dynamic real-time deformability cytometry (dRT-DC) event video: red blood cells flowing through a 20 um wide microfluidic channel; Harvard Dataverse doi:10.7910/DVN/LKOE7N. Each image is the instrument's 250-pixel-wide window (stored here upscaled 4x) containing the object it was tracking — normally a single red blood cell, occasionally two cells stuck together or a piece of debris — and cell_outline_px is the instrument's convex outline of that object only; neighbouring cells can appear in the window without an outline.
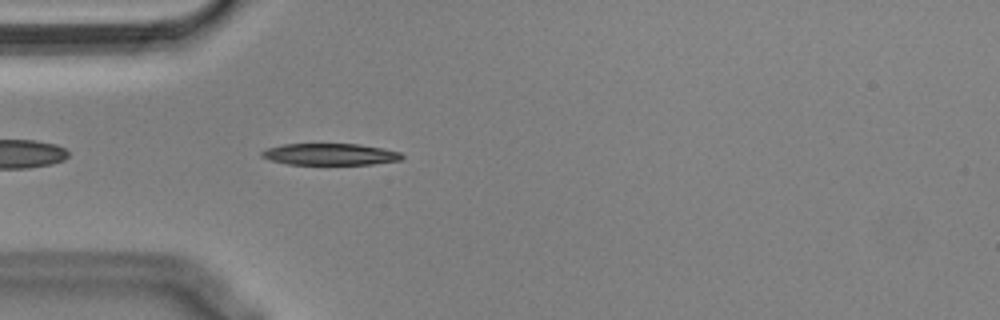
{"species": "Egyptian fruit bat (a non-hibernating species)", "species_latin": "Rousettus aegyptiacus", "temperature_condition": "cold", "stored_images_in_passage": 43, "camera_frame_rate_fps": 3000, "um_per_image_px": 0.085, "animal": {"sex": "male"}, "frame": {"image": 1, "passage_image": 3, "time_ms": 0.667, "image_size_px": [1000, 320], "cell_outline_px": [[404, 156], [400, 160], [372, 164], [288, 164], [272, 160], [260, 156], [260, 152], [268, 148], [284, 144], [360, 144], [384, 148], [400, 152]], "centroid_in_image_um": [28.08, 13.11], "position_along_channel_um": 56.9, "area_um2": 17.57}}
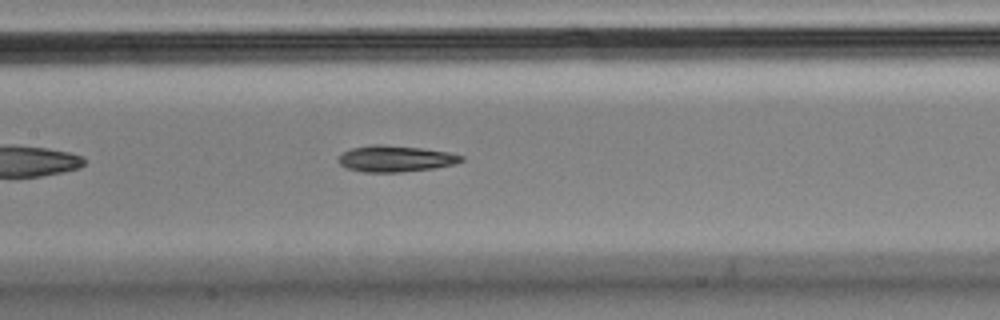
{"frame": {"image": 2, "passage_image": 13, "time_ms": 4.0, "image_size_px": [1000, 320], "cell_outline_px": [[464, 160], [456, 164], [436, 168], [400, 172], [364, 172], [348, 168], [340, 164], [336, 160], [344, 152], [352, 148], [372, 144], [380, 144], [420, 148], [448, 152], [464, 156]], "centroid_in_image_um": [33.64, 13.49], "position_along_channel_um": 173.8, "area_um2": 18.79}}
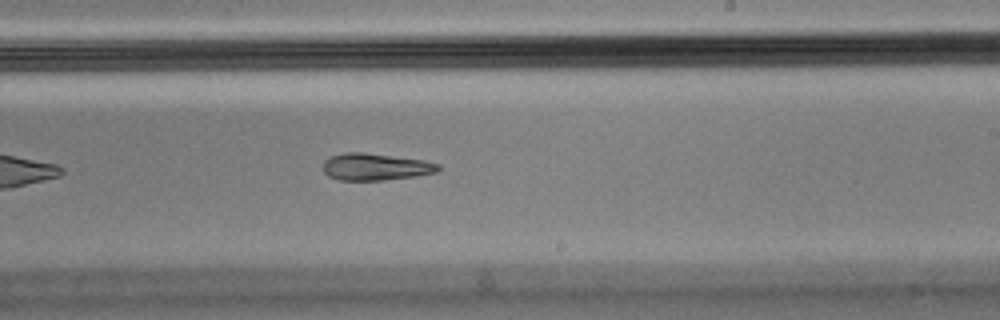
{"frame": {"image": 3, "passage_image": 20, "time_ms": 6.333, "image_size_px": [1000, 320], "cell_outline_px": [[440, 168], [436, 172], [416, 176], [384, 180], [340, 180], [328, 176], [324, 172], [324, 160], [332, 156], [344, 152], [364, 152], [424, 160], [440, 164]], "centroid_in_image_um": [31.92, 14.18], "position_along_channel_um": 257.1, "area_um2": 18.09}}